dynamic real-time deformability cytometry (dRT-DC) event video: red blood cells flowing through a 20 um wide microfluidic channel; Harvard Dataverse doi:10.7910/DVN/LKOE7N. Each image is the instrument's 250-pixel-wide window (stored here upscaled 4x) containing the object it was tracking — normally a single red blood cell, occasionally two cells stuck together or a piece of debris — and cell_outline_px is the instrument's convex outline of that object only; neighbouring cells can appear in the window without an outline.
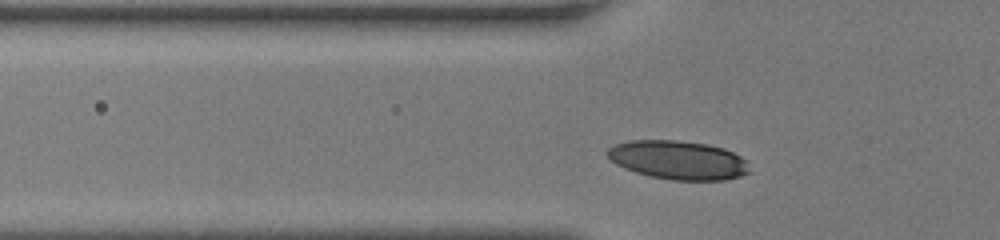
{"species": "human", "species_latin": "Homo sapiens", "temperature_condition": "room temperature", "stored_images_in_passage": 30, "camera_frame_rate_fps": 3000, "um_per_image_px": 0.085, "donor": {"sex": "female"}, "frame": {"image": 1, "passage_image": 6, "time_ms": 1.667, "image_size_px": [1000, 240], "cell_outline_px": [[752, 172], [740, 176], [724, 180], [672, 180], [652, 176], [636, 172], [624, 168], [616, 164], [604, 152], [608, 148], [616, 144], [628, 140], [676, 140], [708, 144], [724, 148], [748, 160]], "centroid_in_image_um": [57.68, 13.6], "position_along_channel_um": 68.1, "area_um2": 32.31}}
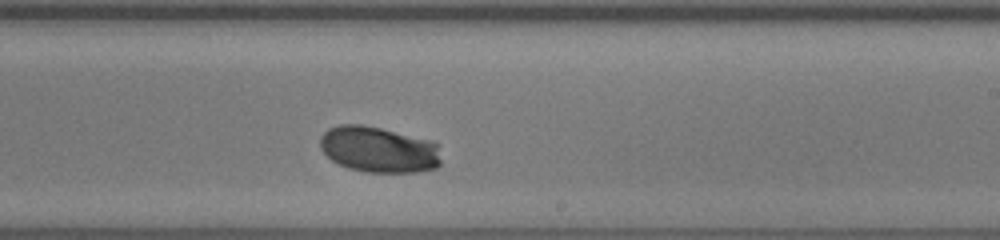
{"frame": {"image": 2, "passage_image": 20, "time_ms": 6.333, "image_size_px": [1000, 240], "cell_outline_px": [[440, 164], [436, 168], [420, 172], [364, 172], [348, 168], [332, 160], [320, 148], [320, 136], [328, 128], [340, 124], [360, 124], [380, 128], [432, 140], [440, 144]], "centroid_in_image_um": [32.22, 12.71], "position_along_channel_um": 256.8, "area_um2": 32.77}}
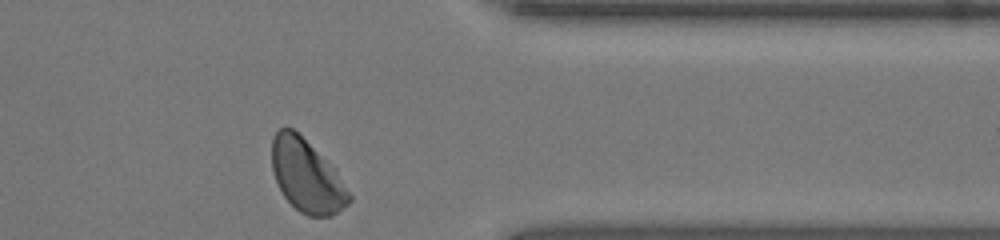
{"frame": {"image": 3, "passage_image": 30, "time_ms": 9.667, "image_size_px": [1000, 240], "cell_outline_px": [[352, 200], [348, 204], [332, 216], [308, 216], [300, 212], [284, 196], [276, 180], [272, 168], [272, 136], [280, 128], [292, 128], [336, 168], [352, 196]], "centroid_in_image_um": [26.1, 14.96], "position_along_channel_um": 385.3, "area_um2": 32.6}, "authors_computed_cell_mechanics": {"area_um2": 31.9634, "velocity_mm_per_s": 4.0987, "shape_relaxation_time_tau1_ms": 2.176, "shape_relaxation_time_tau2_ms": null, "deformation_change_tau1": 0.119, "deformation_change_tau2": null}}